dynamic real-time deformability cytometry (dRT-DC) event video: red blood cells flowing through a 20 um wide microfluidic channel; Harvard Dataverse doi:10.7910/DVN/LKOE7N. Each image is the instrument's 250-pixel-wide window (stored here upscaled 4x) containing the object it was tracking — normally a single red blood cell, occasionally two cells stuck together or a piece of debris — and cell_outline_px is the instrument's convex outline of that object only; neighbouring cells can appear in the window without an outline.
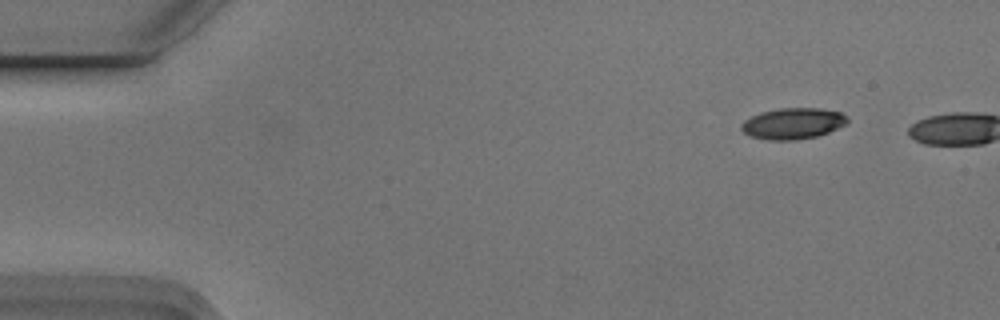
{"species": "Egyptian fruit bat (a non-hibernating species)", "species_latin": "Rousettus aegyptiacus", "temperature_condition": "cold", "stored_images_in_passage": 2, "camera_frame_rate_fps": 3000, "um_per_image_px": 0.085, "animal": {"sex": "male"}, "frame": {"image": 1, "passage_image": 1, "time_ms": 0.0, "image_size_px": [1000, 320], "cell_outline_px": [[848, 124], [828, 132], [816, 136], [796, 140], [768, 140], [748, 136], [740, 128], [740, 124], [744, 120], [752, 116], [764, 112], [780, 108], [820, 108], [840, 112], [848, 116]], "centroid_in_image_um": [67.41, 10.5], "position_along_channel_um": 17.6, "area_um2": 19.31}}